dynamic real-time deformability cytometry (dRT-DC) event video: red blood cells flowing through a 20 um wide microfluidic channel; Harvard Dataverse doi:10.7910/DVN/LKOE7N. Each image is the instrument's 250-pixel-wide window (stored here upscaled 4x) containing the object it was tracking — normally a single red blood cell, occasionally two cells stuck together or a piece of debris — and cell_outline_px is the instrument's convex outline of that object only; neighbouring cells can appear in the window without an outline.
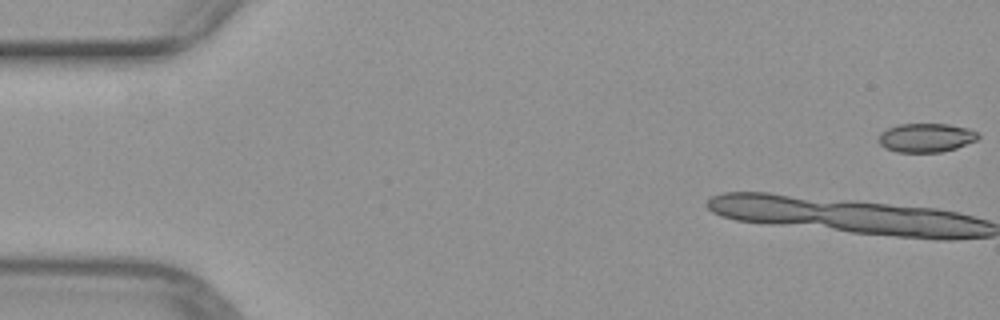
{"species": "common noctule bat (a hibernating species)", "species_latin": "Nyctalus noctula", "temperature_condition": "warm", "stored_images_in_passage": 6, "camera_frame_rate_fps": 3000, "um_per_image_px": 0.085, "animal": {"sex": "female", "body_mass_g": 29.2, "forearm_length_mm": 56.3}, "frame": {"image": 1, "passage_image": 1, "time_ms": 0.0, "image_size_px": [1000, 320], "cell_outline_px": [[980, 136], [976, 140], [956, 148], [940, 152], [896, 152], [884, 148], [880, 144], [880, 132], [888, 128], [900, 124], [948, 124], [968, 128], [976, 132]], "centroid_in_image_um": [78.71, 11.7], "position_along_channel_um": 6.3, "area_um2": 16.65}}